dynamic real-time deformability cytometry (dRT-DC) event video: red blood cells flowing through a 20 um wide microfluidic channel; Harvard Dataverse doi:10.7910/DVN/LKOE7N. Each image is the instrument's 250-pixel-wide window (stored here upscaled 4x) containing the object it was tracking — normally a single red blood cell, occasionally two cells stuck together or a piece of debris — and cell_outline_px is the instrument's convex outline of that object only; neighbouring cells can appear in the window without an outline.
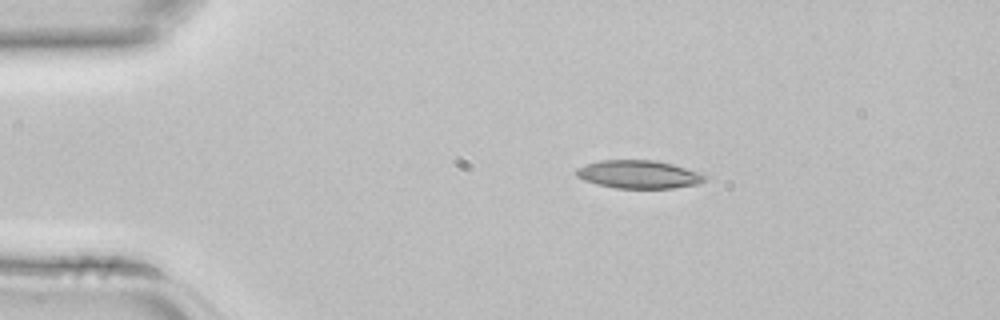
{"species": "common noctule bat (a hibernating species)", "species_latin": "Nyctalus noctula", "temperature_condition": "room temperature", "stored_images_in_passage": 1, "camera_frame_rate_fps": 3000, "um_per_image_px": 0.085, "animal": {"sex": "female", "body_mass_g": 22.7, "forearm_length_mm": 54.2}, "frame": {"image": 1, "passage_image": 1, "time_ms": 0.0, "image_size_px": [1000, 320], "cell_outline_px": [[708, 176], [704, 180], [696, 184], [672, 188], [616, 188], [596, 184], [584, 180], [576, 176], [576, 168], [600, 160], [656, 160], [704, 172]], "centroid_in_image_um": [54.32, 14.82], "position_along_channel_um": 30.7, "area_um2": 21.15}}